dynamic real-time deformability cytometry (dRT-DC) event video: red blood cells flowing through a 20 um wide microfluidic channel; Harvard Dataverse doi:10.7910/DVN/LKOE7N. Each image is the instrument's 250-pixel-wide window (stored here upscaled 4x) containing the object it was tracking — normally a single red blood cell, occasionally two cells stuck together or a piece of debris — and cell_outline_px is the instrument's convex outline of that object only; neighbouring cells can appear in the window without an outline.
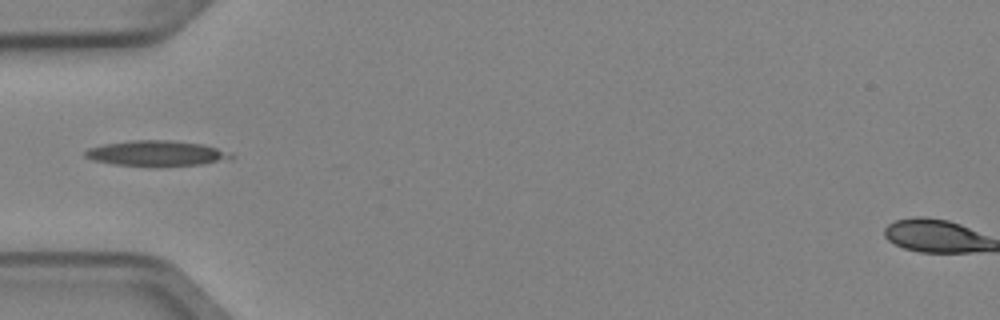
{"species": "Egyptian fruit bat (a non-hibernating species)", "species_latin": "Rousettus aegyptiacus", "temperature_condition": "cold", "stored_images_in_passage": 4, "camera_frame_rate_fps": 3000, "um_per_image_px": 0.085, "animal": {"sex": "female"}, "frame": {"image": 1, "passage_image": 3, "time_ms": 0.667, "image_size_px": [1000, 320], "cell_outline_px": [[236, 156], [232, 160], [204, 164], [156, 168], [152, 168], [112, 164], [92, 160], [84, 156], [84, 152], [88, 148], [104, 144], [132, 140], [172, 140], [204, 144], [232, 152]], "centroid_in_image_um": [13.38, 13.06], "position_along_channel_um": 71.6, "area_um2": 22.66}}
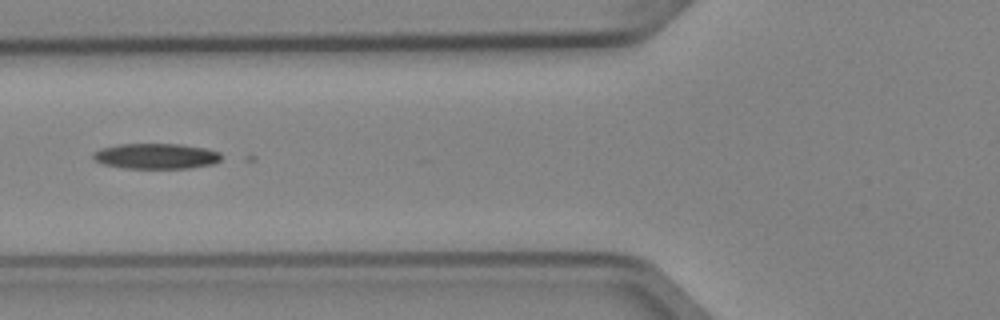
{"frame": {"image": 2, "passage_image": 4, "time_ms": 1.0, "image_size_px": [1000, 320], "cell_outline_px": [[220, 160], [212, 164], [188, 168], [124, 168], [100, 164], [92, 156], [92, 152], [100, 148], [116, 144], [180, 144], [204, 148], [220, 152]], "centroid_in_image_um": [13.2, 13.27], "position_along_channel_um": 112.6, "area_um2": 19.07}}